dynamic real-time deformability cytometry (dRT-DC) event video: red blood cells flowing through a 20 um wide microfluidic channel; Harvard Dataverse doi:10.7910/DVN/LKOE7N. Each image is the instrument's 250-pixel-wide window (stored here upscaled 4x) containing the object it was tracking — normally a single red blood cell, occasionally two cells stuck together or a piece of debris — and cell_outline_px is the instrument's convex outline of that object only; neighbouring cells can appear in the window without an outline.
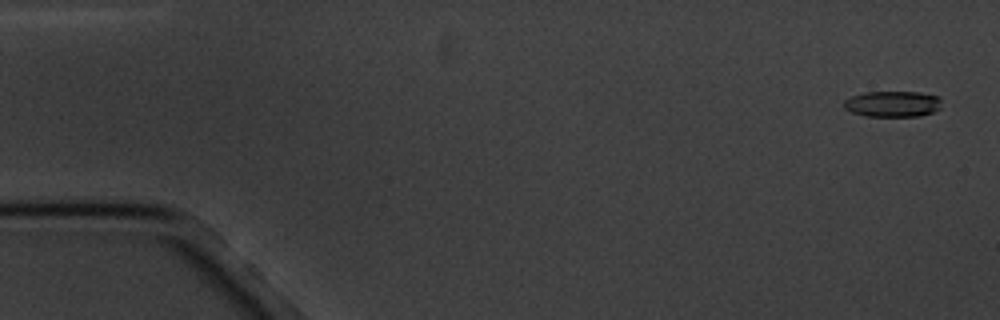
{"species": "common noctule bat (a hibernating species)", "species_latin": "Nyctalus noctula", "temperature_condition": "cold", "stored_images_in_passage": 7, "camera_frame_rate_fps": 3000, "um_per_image_px": 0.085, "animal": {"sex": "male", "body_mass_g": 20.1, "forearm_length_mm": 53.5}, "frame": {"image": 1, "passage_image": 1, "time_ms": 0.0, "image_size_px": [1000, 320], "cell_outline_px": [[940, 108], [932, 112], [920, 116], [868, 116], [852, 112], [844, 108], [844, 100], [852, 96], [864, 92], [920, 92], [940, 96]], "centroid_in_image_um": [75.89, 8.83], "position_along_channel_um": 9.1, "area_um2": 14.74}}
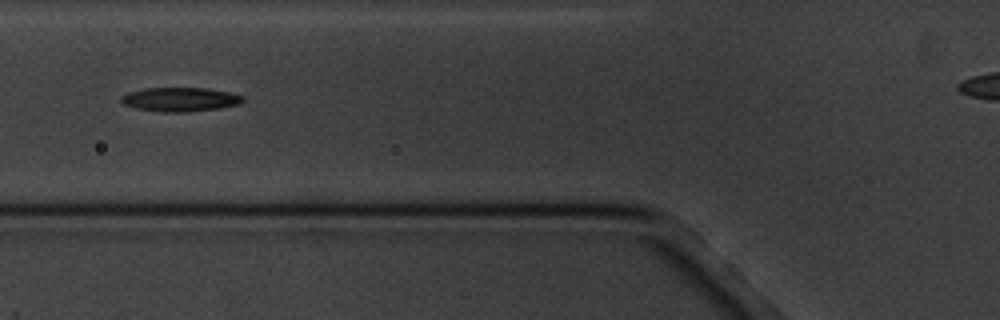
{"frame": {"image": 2, "passage_image": 6, "time_ms": 6.667, "image_size_px": [1000, 320], "cell_outline_px": [[244, 100], [240, 104], [220, 108], [184, 112], [164, 112], [136, 108], [124, 104], [120, 100], [120, 96], [128, 92], [144, 88], [204, 88], [228, 92], [244, 96]], "centroid_in_image_um": [15.3, 8.45], "position_along_channel_um": 110.5, "area_um2": 16.99}}
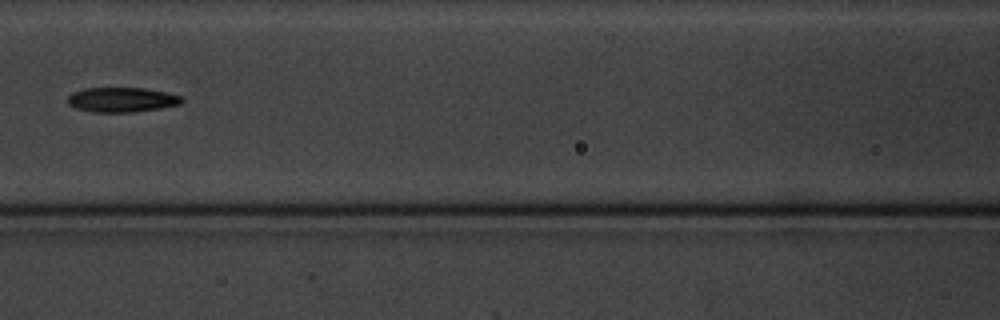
{"frame": {"image": 3, "passage_image": 7, "time_ms": 8.0, "image_size_px": [1000, 320], "cell_outline_px": [[184, 100], [180, 104], [160, 108], [132, 112], [92, 112], [76, 108], [68, 104], [68, 96], [72, 92], [84, 88], [144, 88], [164, 92], [180, 96]], "centroid_in_image_um": [10.32, 8.47], "position_along_channel_um": 156.3, "area_um2": 16.36}}